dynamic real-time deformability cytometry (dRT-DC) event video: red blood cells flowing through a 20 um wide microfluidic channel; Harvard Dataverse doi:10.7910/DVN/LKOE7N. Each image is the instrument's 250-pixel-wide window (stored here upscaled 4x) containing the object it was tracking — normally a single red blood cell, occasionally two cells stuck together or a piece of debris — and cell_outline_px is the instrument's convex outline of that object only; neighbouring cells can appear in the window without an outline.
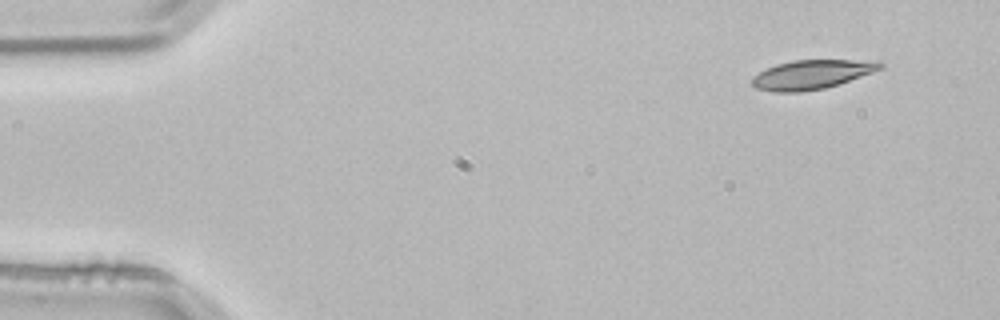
{"species": "common noctule bat (a hibernating species)", "species_latin": "Nyctalus noctula", "temperature_condition": "room temperature", "stored_images_in_passage": 3, "camera_frame_rate_fps": 3000, "um_per_image_px": 0.085, "animal": {"sex": "male", "body_mass_g": 21.5, "forearm_length_mm": 52.0}, "frame": {"image": 1, "passage_image": 1, "time_ms": 0.0, "image_size_px": [1000, 320], "cell_outline_px": [[884, 68], [824, 88], [800, 92], [772, 92], [756, 88], [748, 80], [752, 76], [776, 64], [792, 60], [880, 60], [884, 64]], "centroid_in_image_um": [68.98, 6.32], "position_along_channel_um": 16.0, "area_um2": 21.79}}
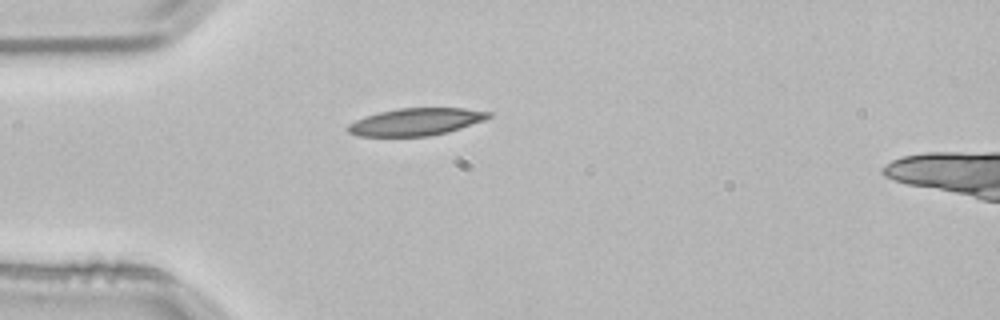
{"frame": {"image": 2, "passage_image": 3, "time_ms": 0.667, "image_size_px": [1000, 320], "cell_outline_px": [[492, 116], [484, 120], [448, 132], [428, 136], [356, 136], [348, 132], [344, 128], [348, 124], [364, 116], [380, 112], [400, 108], [464, 108], [492, 112]], "centroid_in_image_um": [35.33, 10.35], "position_along_channel_um": 49.7, "area_um2": 22.43}}